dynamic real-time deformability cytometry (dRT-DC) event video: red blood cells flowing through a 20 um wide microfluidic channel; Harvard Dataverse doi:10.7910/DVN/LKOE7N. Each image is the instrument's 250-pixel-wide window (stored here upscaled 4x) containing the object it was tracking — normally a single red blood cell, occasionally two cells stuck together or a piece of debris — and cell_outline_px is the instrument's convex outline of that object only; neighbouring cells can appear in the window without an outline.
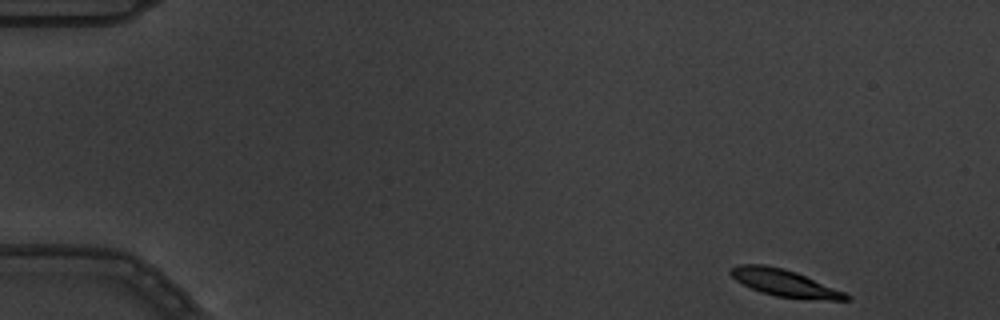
{"species": "common noctule bat (a hibernating species)", "species_latin": "Nyctalus noctula", "temperature_condition": "warm", "stored_images_in_passage": 5, "camera_frame_rate_fps": 3000, "um_per_image_px": 0.085, "animal": {"sex": "male", "body_mass_g": 19.5, "forearm_length_mm": 54.6}, "frame": {"image": 1, "passage_image": 1, "time_ms": 0.0, "image_size_px": [1000, 320], "cell_outline_px": [[848, 300], [832, 300], [776, 296], [760, 292], [736, 280], [728, 272], [732, 268], [740, 264], [764, 264], [784, 268], [796, 272], [844, 292], [848, 296]], "centroid_in_image_um": [66.64, 24.03], "position_along_channel_um": 18.4, "area_um2": 17.69}}
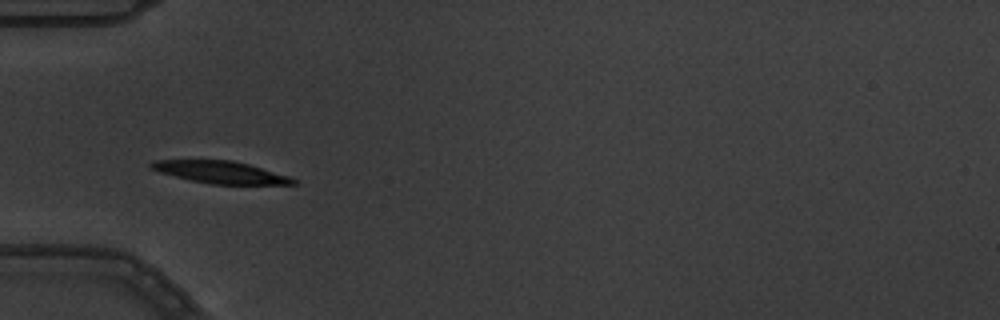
{"frame": {"image": 2, "passage_image": 4, "time_ms": 1.0, "image_size_px": [1000, 320], "cell_outline_px": [[296, 184], [212, 184], [192, 180], [160, 172], [152, 168], [148, 164], [156, 160], [232, 160], [248, 164], [288, 176], [296, 180]], "centroid_in_image_um": [18.75, 14.63], "position_along_channel_um": 66.3, "area_um2": 17.92}}